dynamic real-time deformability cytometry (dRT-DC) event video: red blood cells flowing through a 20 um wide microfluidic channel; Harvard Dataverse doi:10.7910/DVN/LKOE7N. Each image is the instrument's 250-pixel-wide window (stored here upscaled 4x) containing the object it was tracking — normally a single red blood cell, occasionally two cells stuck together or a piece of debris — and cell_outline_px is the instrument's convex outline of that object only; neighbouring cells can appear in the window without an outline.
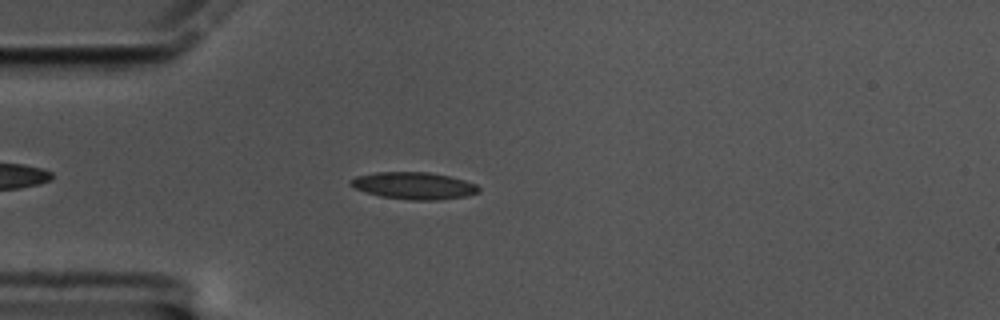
{"species": "common noctule bat (a hibernating species)", "species_latin": "Nyctalus noctula", "temperature_condition": "cold", "stored_images_in_passage": 51, "camera_frame_rate_fps": 3000, "um_per_image_px": 0.085, "animal": {"sex": "male", "body_mass_g": 17.5, "forearm_length_mm": 52.3}, "frame": {"image": 1, "passage_image": 8, "time_ms": 2.333, "image_size_px": [1000, 320], "cell_outline_px": [[480, 192], [468, 196], [440, 200], [412, 200], [380, 196], [356, 188], [348, 184], [348, 180], [356, 176], [376, 172], [428, 172], [448, 176], [464, 180], [476, 184], [480, 188]], "centroid_in_image_um": [35.2, 15.78], "position_along_channel_um": 49.8, "area_um2": 20.23}}
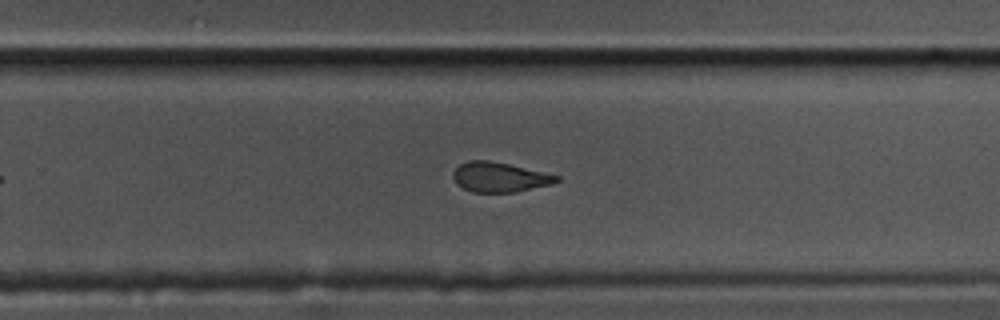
{"frame": {"image": 2, "passage_image": 30, "time_ms": 9.667, "image_size_px": [1000, 320], "cell_outline_px": [[560, 180], [552, 184], [516, 192], [472, 192], [456, 184], [452, 176], [452, 172], [460, 164], [468, 160], [488, 160], [508, 164], [560, 176]], "centroid_in_image_um": [42.44, 15.06], "position_along_channel_um": 287.4, "area_um2": 17.92}}
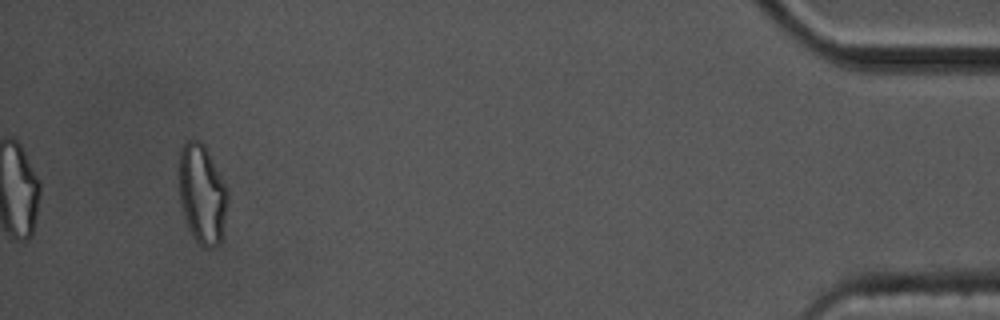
{"frame": {"image": 3, "passage_image": 48, "time_ms": 15.667, "image_size_px": [1000, 320], "cell_outline_px": [[228, 200], [220, 244], [212, 248], [204, 248], [196, 240], [188, 228], [180, 200], [180, 148], [184, 140], [200, 140], [204, 144], [228, 192]], "centroid_in_image_um": [17.18, 16.5], "position_along_channel_um": 418.0, "area_um2": 27.8}, "authors_computed_cell_mechanics": {"area_um2": 19.4786, "velocity_mm_per_s": 3.3869, "shape_relaxation_time_tau1_ms": 10.0841, "shape_relaxation_time_tau2_ms": 2.8469, "deformation_change_tau1": 0.1911, "deformation_change_tau2": 0.1}}